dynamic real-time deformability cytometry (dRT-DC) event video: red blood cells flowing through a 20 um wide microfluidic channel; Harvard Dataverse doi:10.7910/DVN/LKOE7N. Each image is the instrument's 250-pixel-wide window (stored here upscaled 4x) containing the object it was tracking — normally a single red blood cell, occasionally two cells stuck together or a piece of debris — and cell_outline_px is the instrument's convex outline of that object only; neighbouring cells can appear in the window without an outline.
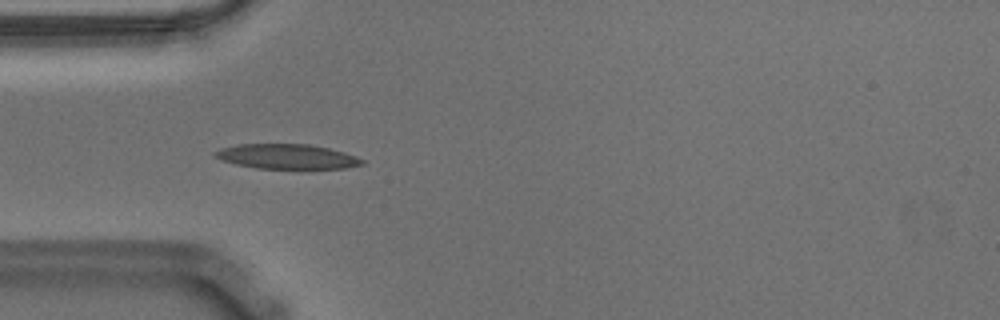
{"species": "Egyptian fruit bat (a non-hibernating species)", "species_latin": "Rousettus aegyptiacus", "temperature_condition": "warm", "stored_images_in_passage": 26, "camera_frame_rate_fps": 3000, "um_per_image_px": 0.085, "animal": {"sex": "male"}, "frame": {"image": 1, "passage_image": 15, "time_ms": 4.667, "image_size_px": [1000, 320], "cell_outline_px": [[364, 164], [344, 168], [256, 168], [236, 164], [212, 156], [212, 152], [220, 148], [236, 144], [308, 144], [328, 148], [344, 152], [356, 156], [364, 160]], "centroid_in_image_um": [24.35, 13.29], "position_along_channel_um": 60.6, "area_um2": 21.15}}
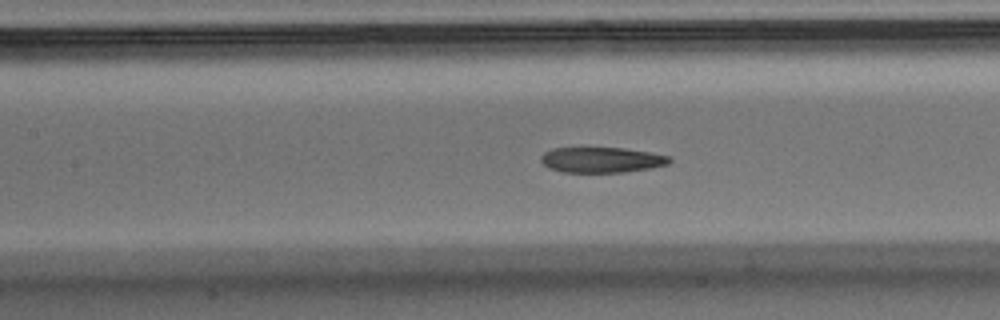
{"frame": {"image": 2, "passage_image": 23, "time_ms": 7.333, "image_size_px": [1000, 320], "cell_outline_px": [[672, 160], [668, 164], [648, 168], [624, 172], [564, 172], [548, 168], [540, 160], [540, 156], [544, 152], [552, 148], [624, 148], [652, 152], [668, 156]], "centroid_in_image_um": [51.11, 13.58], "position_along_channel_um": 156.3, "area_um2": 19.02}}
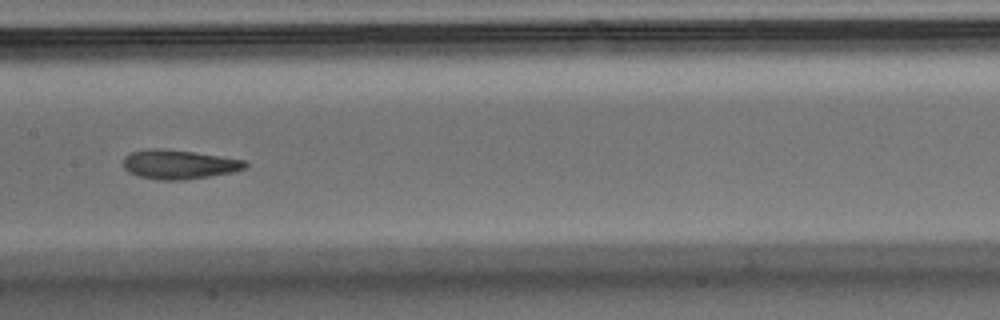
{"frame": {"image": 3, "passage_image": 26, "time_ms": 8.333, "image_size_px": [1000, 320], "cell_outline_px": [[248, 168], [232, 172], [184, 180], [160, 180], [140, 176], [128, 172], [124, 168], [124, 156], [132, 152], [152, 148], [164, 148], [192, 152], [244, 160], [248, 164]], "centroid_in_image_um": [15.2, 13.97], "position_along_channel_um": 192.2, "area_um2": 20.58}}